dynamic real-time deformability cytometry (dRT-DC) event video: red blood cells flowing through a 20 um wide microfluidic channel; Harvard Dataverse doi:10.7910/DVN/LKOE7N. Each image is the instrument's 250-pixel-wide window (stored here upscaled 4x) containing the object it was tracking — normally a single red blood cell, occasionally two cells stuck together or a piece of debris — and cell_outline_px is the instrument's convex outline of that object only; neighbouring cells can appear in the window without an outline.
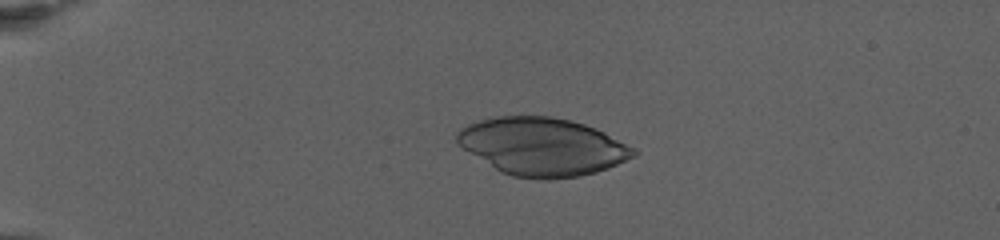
{"species": "human", "species_latin": "Homo sapiens", "temperature_condition": "warm", "stored_images_in_passage": 74, "camera_frame_rate_fps": 3000, "um_per_image_px": 0.085, "donor": {"sex": "female"}, "frame": {"image": 1, "passage_image": 19, "time_ms": 6.0, "image_size_px": [1000, 240], "cell_outline_px": [[640, 152], [636, 156], [608, 168], [596, 172], [580, 176], [548, 180], [540, 180], [512, 176], [500, 172], [464, 148], [456, 140], [456, 132], [460, 128], [476, 120], [496, 116], [552, 116], [584, 124], [596, 128], [636, 148]], "centroid_in_image_um": [46.13, 12.47], "position_along_channel_um": 38.9, "area_um2": 59.71}}